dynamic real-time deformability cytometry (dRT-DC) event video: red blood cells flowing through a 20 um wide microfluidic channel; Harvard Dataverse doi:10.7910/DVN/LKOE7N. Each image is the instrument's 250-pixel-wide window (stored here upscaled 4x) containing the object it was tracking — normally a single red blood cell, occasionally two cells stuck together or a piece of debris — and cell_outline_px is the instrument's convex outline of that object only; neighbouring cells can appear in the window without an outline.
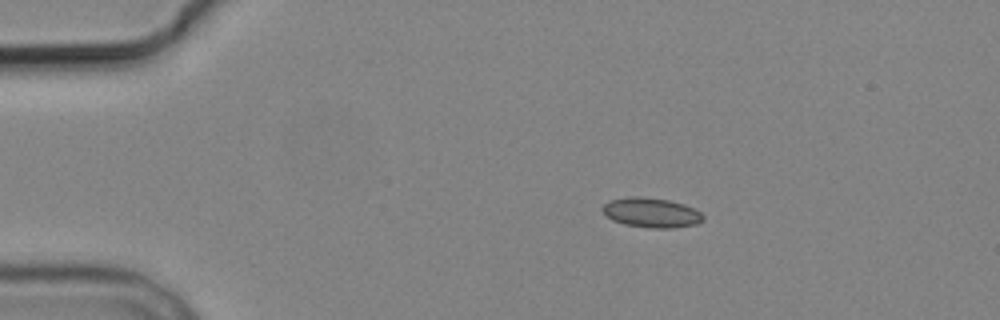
{"species": "common noctule bat (a hibernating species)", "species_latin": "Nyctalus noctula", "temperature_condition": "cold", "stored_images_in_passage": 3, "camera_frame_rate_fps": 3000, "um_per_image_px": 0.085, "animal": {"sex": "male", "body_mass_g": 19.2, "forearm_length_mm": 51.8}, "frame": {"image": 1, "passage_image": 1, "time_ms": 0.0, "image_size_px": [1000, 320], "cell_outline_px": [[704, 220], [696, 224], [672, 228], [648, 228], [624, 224], [612, 220], [600, 208], [608, 200], [628, 196], [640, 196], [668, 200], [684, 204], [700, 212], [704, 216]], "centroid_in_image_um": [55.34, 18.07], "position_along_channel_um": 29.7, "area_um2": 17.51}}
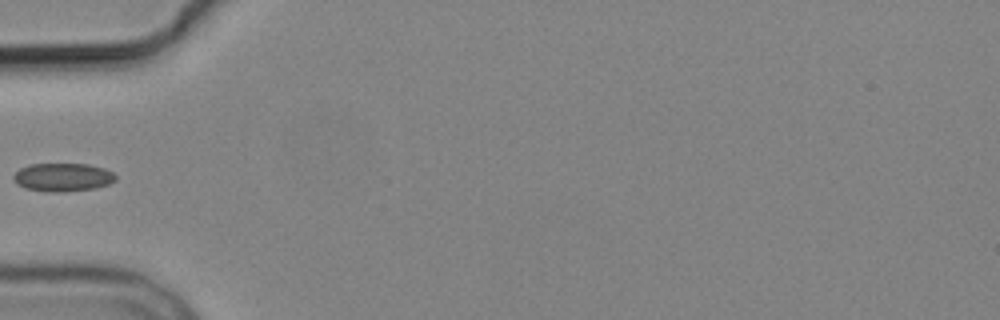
{"frame": {"image": 2, "passage_image": 3, "time_ms": 3.0, "image_size_px": [1000, 320], "cell_outline_px": [[116, 180], [108, 184], [96, 188], [60, 192], [48, 192], [24, 188], [16, 184], [12, 180], [12, 176], [20, 168], [28, 164], [88, 164], [104, 168], [112, 172], [116, 176]], "centroid_in_image_um": [5.3, 15.07], "position_along_channel_um": 79.7, "area_um2": 16.99}}